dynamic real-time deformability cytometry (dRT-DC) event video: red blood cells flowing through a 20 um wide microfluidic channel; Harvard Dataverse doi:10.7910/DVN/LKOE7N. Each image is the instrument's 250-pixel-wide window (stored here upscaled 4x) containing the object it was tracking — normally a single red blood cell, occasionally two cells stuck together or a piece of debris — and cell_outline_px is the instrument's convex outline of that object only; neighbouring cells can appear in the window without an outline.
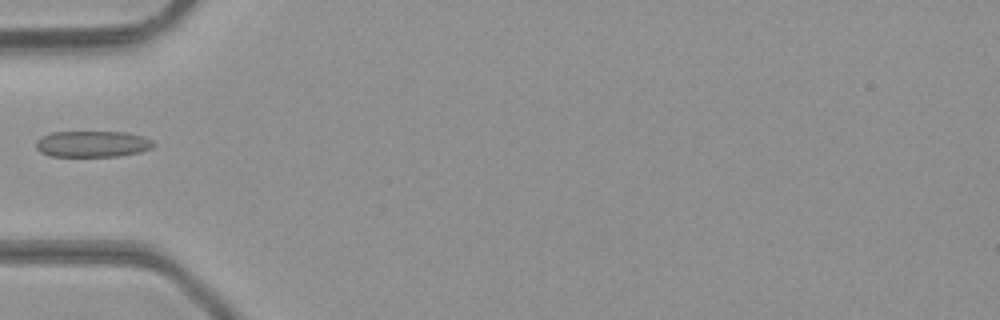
{"species": "common noctule bat (a hibernating species)", "species_latin": "Nyctalus noctula", "temperature_condition": "room temperature", "stored_images_in_passage": 32, "camera_frame_rate_fps": 3000, "um_per_image_px": 0.085, "animal": {"sex": "male", "body_mass_g": 23.1, "forearm_length_mm": 52.7}, "frame": {"image": 1, "passage_image": 1, "time_ms": 0.0, "image_size_px": [1000, 320], "cell_outline_px": [[156, 144], [152, 148], [140, 152], [120, 156], [48, 156], [40, 152], [36, 148], [36, 140], [52, 132], [124, 132], [144, 136], [152, 140]], "centroid_in_image_um": [7.88, 12.24], "position_along_channel_um": 77.1, "area_um2": 18.03}}
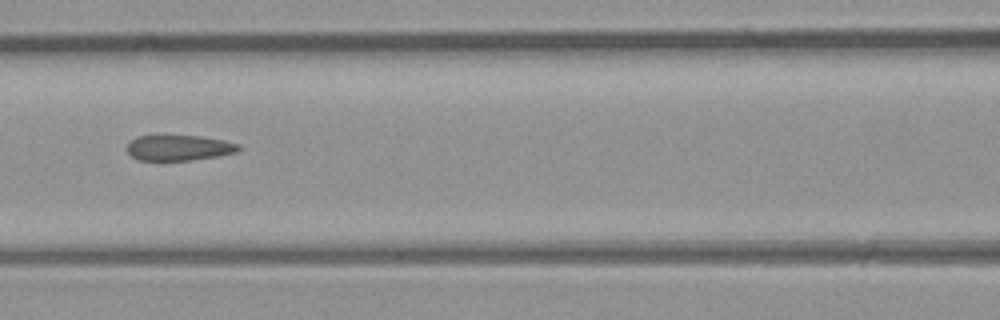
{"frame": {"image": 2, "passage_image": 6, "time_ms": 1.667, "image_size_px": [1000, 320], "cell_outline_px": [[244, 148], [236, 152], [216, 156], [192, 160], [140, 160], [132, 156], [128, 152], [128, 144], [136, 136], [200, 136], [224, 140], [240, 144]], "centroid_in_image_um": [15.27, 12.56], "position_along_channel_um": 151.3, "area_um2": 16.47}}
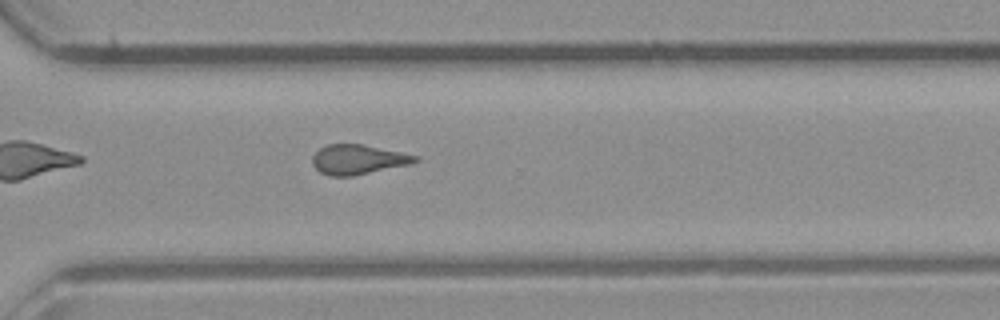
{"frame": {"image": 3, "passage_image": 19, "time_ms": 6.0, "image_size_px": [1000, 320], "cell_outline_px": [[420, 160], [412, 164], [352, 176], [332, 176], [320, 172], [312, 164], [312, 156], [320, 148], [328, 144], [364, 144], [420, 156]], "centroid_in_image_um": [30.47, 13.55], "position_along_channel_um": 340.1, "area_um2": 17.92}}